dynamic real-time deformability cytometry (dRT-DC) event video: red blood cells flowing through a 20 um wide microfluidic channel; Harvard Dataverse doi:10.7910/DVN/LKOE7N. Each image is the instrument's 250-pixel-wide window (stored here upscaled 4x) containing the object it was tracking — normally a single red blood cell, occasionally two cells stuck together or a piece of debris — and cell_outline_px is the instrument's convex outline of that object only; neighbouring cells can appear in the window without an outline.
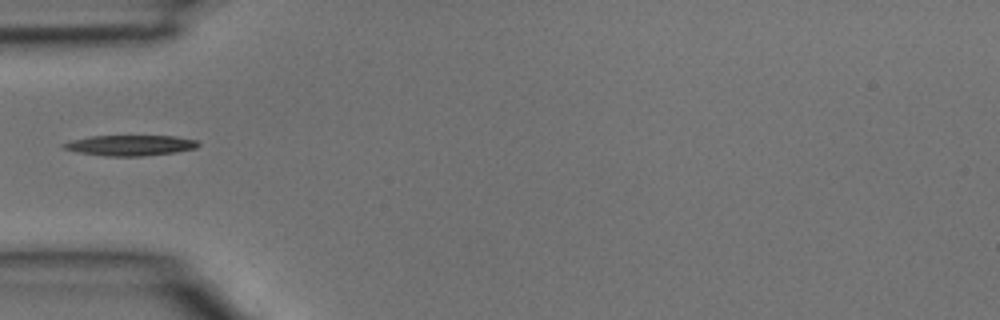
{"species": "common noctule bat (a hibernating species)", "species_latin": "Nyctalus noctula", "temperature_condition": "room temperature", "stored_images_in_passage": 1, "camera_frame_rate_fps": 3000, "um_per_image_px": 0.085, "animal": {"sex": "male", "body_mass_g": 15.6}, "frame": {"image": 1, "passage_image": 1, "time_ms": 0.0, "image_size_px": [1000, 320], "cell_outline_px": [[200, 144], [196, 148], [176, 152], [144, 156], [104, 156], [80, 152], [64, 148], [60, 144], [72, 140], [88, 136], [176, 136], [196, 140]], "centroid_in_image_um": [11.08, 12.35], "position_along_channel_um": 73.9, "area_um2": 16.07}}